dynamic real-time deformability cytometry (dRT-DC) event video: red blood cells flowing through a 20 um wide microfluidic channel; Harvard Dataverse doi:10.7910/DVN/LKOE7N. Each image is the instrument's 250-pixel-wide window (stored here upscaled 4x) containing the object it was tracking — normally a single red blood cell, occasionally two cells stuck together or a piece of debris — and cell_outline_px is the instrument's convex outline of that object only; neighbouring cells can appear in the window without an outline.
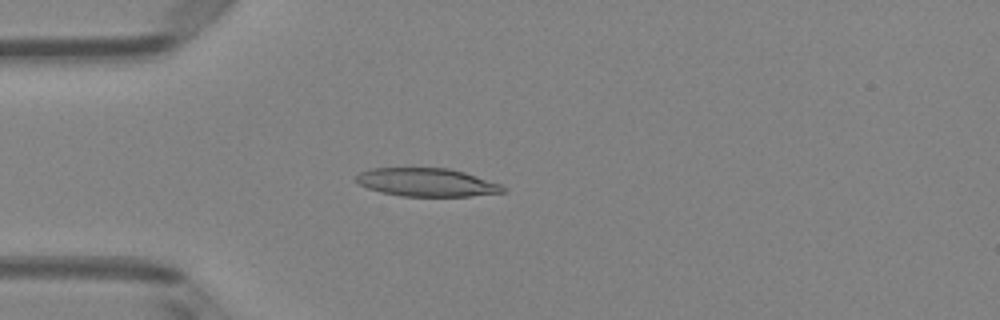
{"species": "Egyptian fruit bat (a non-hibernating species)", "species_latin": "Rousettus aegyptiacus", "temperature_condition": "room temperature", "stored_images_in_passage": 50, "camera_frame_rate_fps": 3000, "um_per_image_px": 0.085, "animal": {"sex": "female"}, "frame": {"image": 1, "passage_image": 13, "time_ms": 4.0, "image_size_px": [1000, 320], "cell_outline_px": [[508, 188], [504, 192], [472, 196], [400, 196], [380, 192], [368, 188], [360, 184], [356, 180], [356, 176], [360, 172], [372, 168], [448, 168], [464, 172], [500, 184]], "centroid_in_image_um": [36.28, 15.5], "position_along_channel_um": 48.7, "area_um2": 24.1}}
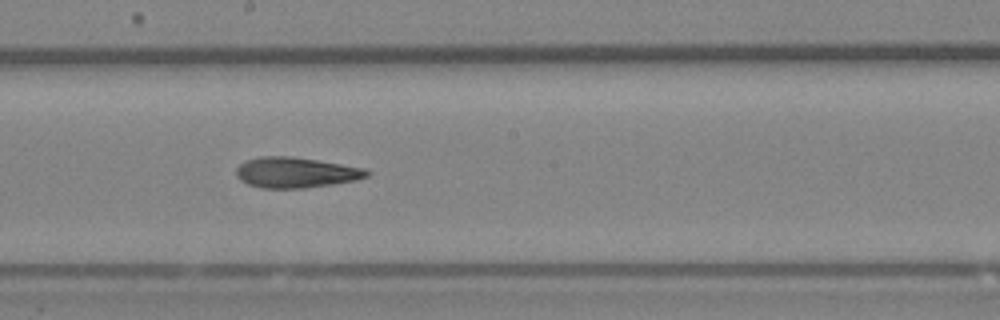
{"frame": {"image": 2, "passage_image": 27, "time_ms": 8.667, "image_size_px": [1000, 320], "cell_outline_px": [[372, 172], [368, 176], [356, 180], [332, 184], [304, 188], [260, 188], [248, 184], [240, 180], [236, 176], [236, 168], [240, 164], [248, 160], [260, 156], [292, 156], [364, 168]], "centroid_in_image_um": [25.13, 14.66], "position_along_channel_um": 223.1, "area_um2": 23.18}}
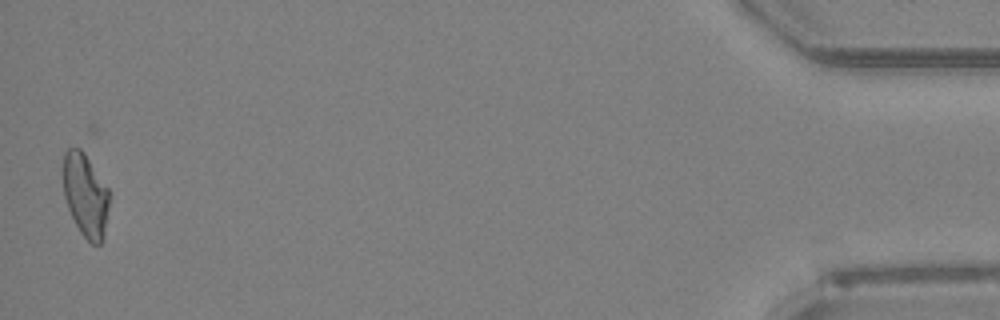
{"frame": {"image": 3, "passage_image": 49, "time_ms": 16.0, "image_size_px": [1000, 320], "cell_outline_px": [[108, 204], [104, 236], [100, 244], [92, 244], [80, 232], [68, 208], [64, 196], [64, 152], [68, 148], [80, 148], [84, 152], [108, 188]], "centroid_in_image_um": [7.26, 16.58], "position_along_channel_um": 427.9, "area_um2": 21.96}, "authors_computed_cell_mechanics": {"area_um2": 23.3512, "velocity_mm_per_s": 4.0334, "shape_relaxation_time_tau1_ms": 7.3933, "shape_relaxation_time_tau2_ms": 4.9326, "deformation_change_tau1": 0.2062, "deformation_change_tau2": 0.1543}}